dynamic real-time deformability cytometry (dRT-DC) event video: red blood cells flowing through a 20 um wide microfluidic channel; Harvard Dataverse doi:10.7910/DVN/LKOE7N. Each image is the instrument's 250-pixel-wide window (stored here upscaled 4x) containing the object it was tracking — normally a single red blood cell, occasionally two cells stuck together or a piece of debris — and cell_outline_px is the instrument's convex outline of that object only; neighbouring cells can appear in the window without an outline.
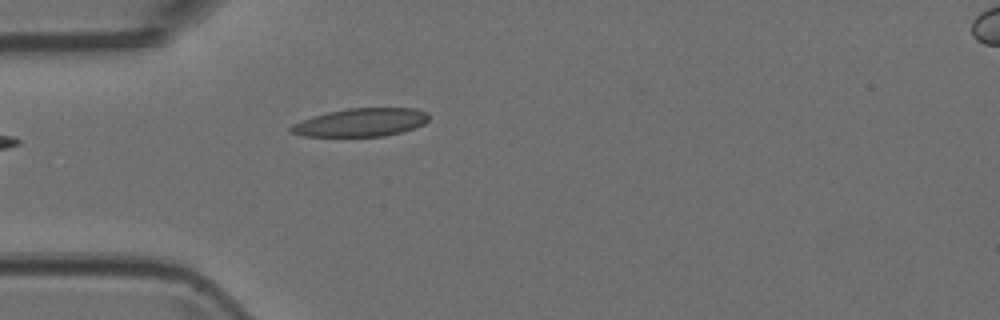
{"species": "Egyptian fruit bat (a non-hibernating species)", "species_latin": "Rousettus aegyptiacus", "temperature_condition": "room temperature", "stored_images_in_passage": 4, "segment_of_instrument_passage": [1, 2], "camera_frame_rate_fps": 3000, "um_per_image_px": 0.085, "animal": {"sex": "female"}, "frame": {"image": 1, "passage_image": 3, "time_ms": 0.667, "image_size_px": [1000, 320], "cell_outline_px": [[428, 120], [424, 124], [400, 132], [384, 136], [300, 136], [292, 132], [288, 128], [292, 124], [312, 116], [328, 112], [348, 108], [412, 108], [428, 112]], "centroid_in_image_um": [30.65, 10.4], "position_along_channel_um": 54.3, "area_um2": 22.54}}